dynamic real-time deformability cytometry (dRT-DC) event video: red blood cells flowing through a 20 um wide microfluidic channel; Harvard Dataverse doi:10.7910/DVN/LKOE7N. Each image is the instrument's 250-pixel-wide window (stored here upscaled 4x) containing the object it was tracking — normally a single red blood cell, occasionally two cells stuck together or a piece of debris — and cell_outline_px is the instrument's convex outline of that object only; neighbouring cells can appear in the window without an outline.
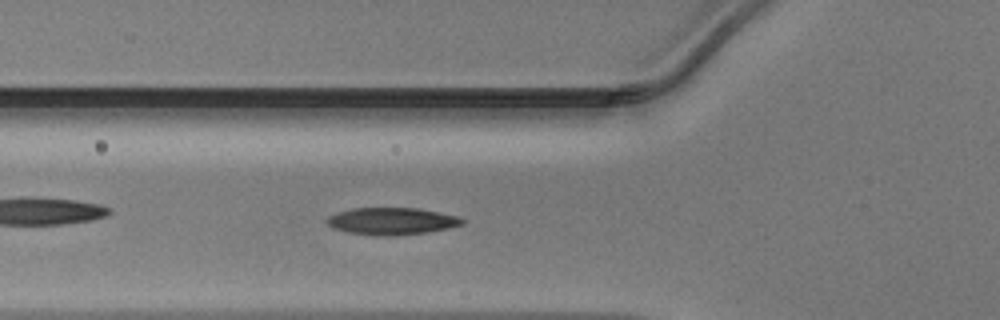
{"species": "Egyptian fruit bat (a non-hibernating species)", "species_latin": "Rousettus aegyptiacus", "temperature_condition": "warm", "stored_images_in_passage": 49, "camera_frame_rate_fps": 3000, "um_per_image_px": 0.085, "animal": {"sex": "male"}, "frame": {"image": 1, "passage_image": 17, "time_ms": 5.333, "image_size_px": [1000, 320], "cell_outline_px": [[464, 224], [448, 228], [428, 232], [396, 236], [376, 236], [348, 232], [332, 228], [324, 220], [328, 216], [336, 212], [352, 208], [420, 208], [456, 216], [464, 220]], "centroid_in_image_um": [33.25, 18.8], "position_along_channel_um": 92.5, "area_um2": 21.56}}
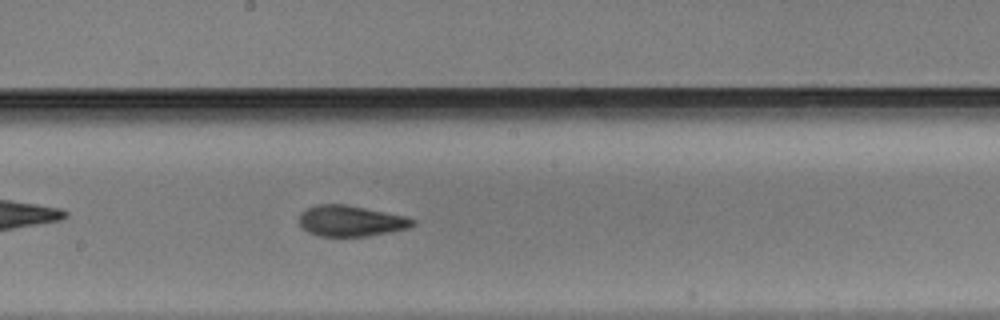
{"frame": {"image": 2, "passage_image": 26, "time_ms": 8.333, "image_size_px": [1000, 320], "cell_outline_px": [[416, 224], [408, 228], [368, 236], [320, 236], [308, 232], [300, 224], [300, 212], [316, 204], [348, 204], [408, 216], [416, 220]], "centroid_in_image_um": [29.86, 18.76], "position_along_channel_um": 218.3, "area_um2": 20.58}}
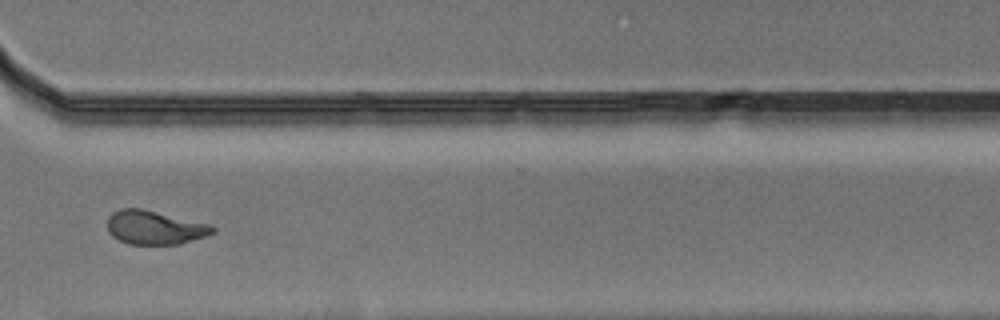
{"frame": {"image": 3, "passage_image": 36, "time_ms": 11.667, "image_size_px": [1000, 320], "cell_outline_px": [[216, 232], [180, 244], [128, 244], [112, 236], [108, 232], [108, 216], [112, 212], [120, 208], [140, 208], [208, 224], [216, 228]], "centroid_in_image_um": [13.11, 19.34], "position_along_channel_um": 357.5, "area_um2": 20.52}}